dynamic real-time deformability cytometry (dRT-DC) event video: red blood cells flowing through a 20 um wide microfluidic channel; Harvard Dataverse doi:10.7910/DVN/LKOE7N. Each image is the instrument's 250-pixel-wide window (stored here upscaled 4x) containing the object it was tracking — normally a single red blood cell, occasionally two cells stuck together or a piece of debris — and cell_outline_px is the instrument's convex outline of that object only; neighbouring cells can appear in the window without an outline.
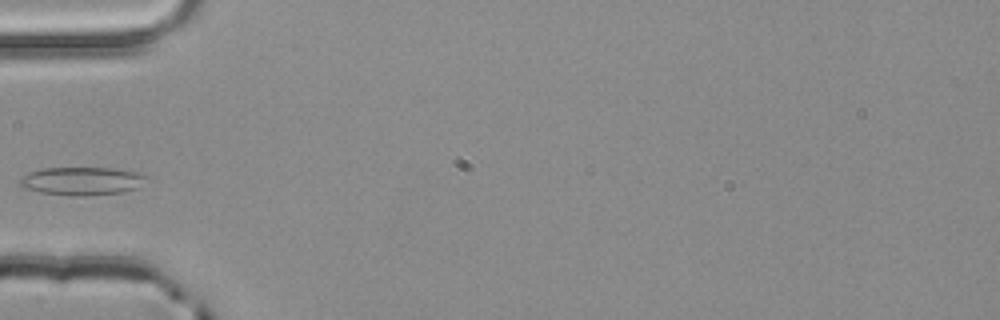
{"species": "common noctule bat (a hibernating species)", "species_latin": "Nyctalus noctula", "temperature_condition": "room temperature", "stored_images_in_passage": 3, "camera_frame_rate_fps": 3000, "um_per_image_px": 0.085, "animal": {"sex": "male", "body_mass_g": 20.4}, "frame": {"image": 1, "passage_image": 3, "time_ms": 0.667, "image_size_px": [1000, 320], "cell_outline_px": [[152, 176], [136, 188], [124, 192], [84, 196], [72, 196], [40, 192], [24, 188], [20, 184], [20, 180], [24, 176], [32, 172], [44, 168], [112, 168], [136, 172]], "centroid_in_image_um": [7.03, 15.39], "position_along_channel_um": 78.0, "area_um2": 20.69}}